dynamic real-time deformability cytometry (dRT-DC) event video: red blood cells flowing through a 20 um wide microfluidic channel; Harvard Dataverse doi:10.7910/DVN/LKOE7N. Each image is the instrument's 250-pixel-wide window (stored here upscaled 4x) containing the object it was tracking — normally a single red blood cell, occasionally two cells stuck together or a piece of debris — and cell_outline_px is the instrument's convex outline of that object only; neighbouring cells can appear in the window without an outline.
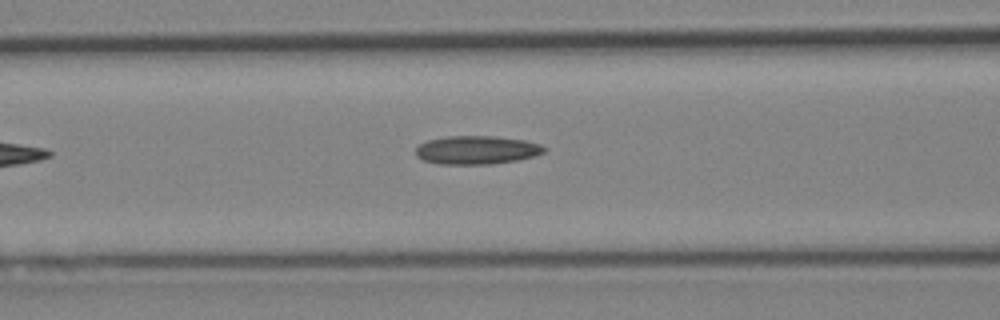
{"species": "Egyptian fruit bat (a non-hibernating species)", "species_latin": "Rousettus aegyptiacus", "temperature_condition": "cold", "stored_images_in_passage": 5, "camera_frame_rate_fps": 3000, "um_per_image_px": 0.085, "animal": {"sex": "female"}, "frame": {"image": 1, "passage_image": 5, "time_ms": 4.667, "image_size_px": [1000, 320], "cell_outline_px": [[548, 148], [544, 152], [536, 156], [516, 160], [488, 164], [436, 164], [424, 160], [416, 156], [416, 148], [420, 144], [428, 140], [448, 136], [496, 136], [524, 140], [540, 144]], "centroid_in_image_um": [40.53, 12.75], "position_along_channel_um": 126.1, "area_um2": 21.33}}